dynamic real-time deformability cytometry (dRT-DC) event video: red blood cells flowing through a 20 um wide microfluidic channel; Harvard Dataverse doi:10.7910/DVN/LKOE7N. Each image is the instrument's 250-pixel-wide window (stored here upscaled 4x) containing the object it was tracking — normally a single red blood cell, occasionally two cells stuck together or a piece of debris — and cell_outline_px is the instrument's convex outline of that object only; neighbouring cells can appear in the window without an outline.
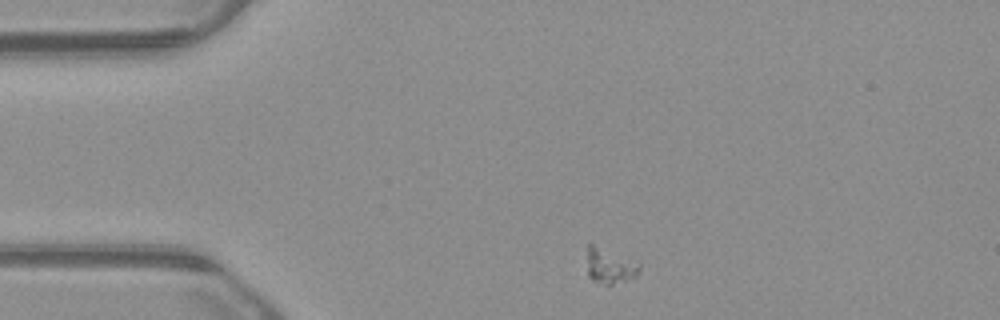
{"species": "common noctule bat (a hibernating species)", "species_latin": "Nyctalus noctula", "temperature_condition": "warm", "stored_images_in_passage": 23, "camera_frame_rate_fps": 3000, "um_per_image_px": 0.085, "animal": {"sex": "male", "body_mass_g": 23.1, "forearm_length_mm": 52.7}, "frame": {"image": 1, "passage_image": 1, "time_ms": 0.0, "image_size_px": [1000, 320], "cell_outline_px": [[640, 268], [636, 276], [608, 288], [592, 280], [588, 276], [588, 240], [636, 260], [640, 264]], "centroid_in_image_um": [51.84, 22.6], "position_along_channel_um": 33.2, "area_um2": 11.5}}
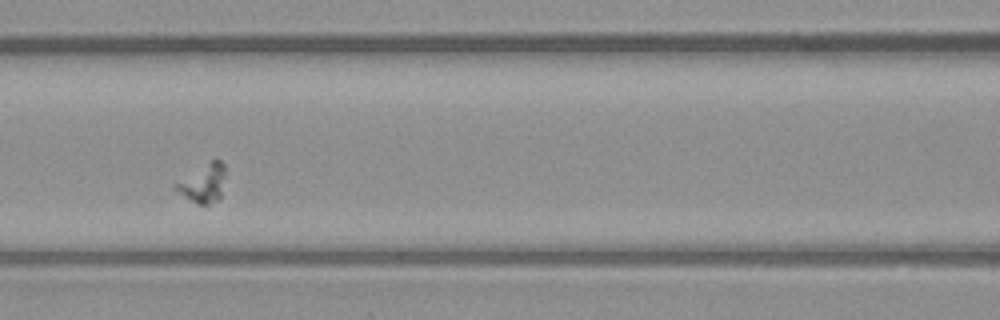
{"frame": {"image": 2, "passage_image": 14, "time_ms": 4.333, "image_size_px": [1000, 320], "cell_outline_px": [[224, 176], [220, 196], [216, 200], [208, 204], [200, 204], [184, 196], [172, 188], [172, 184], [212, 160], [220, 160], [224, 164]], "centroid_in_image_um": [17.23, 15.57], "position_along_channel_um": 149.4, "area_um2": 10.69}}
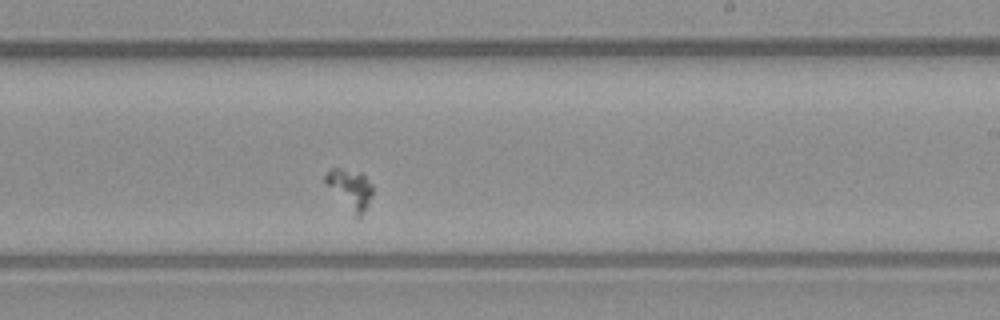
{"frame": {"image": 3, "passage_image": 23, "time_ms": 7.333, "image_size_px": [1000, 320], "cell_outline_px": [[372, 196], [360, 216], [356, 220], [324, 184], [324, 176], [332, 168], [340, 168], [360, 172], [372, 184]], "centroid_in_image_um": [29.72, 16.1], "position_along_channel_um": 259.3, "area_um2": 11.21}}